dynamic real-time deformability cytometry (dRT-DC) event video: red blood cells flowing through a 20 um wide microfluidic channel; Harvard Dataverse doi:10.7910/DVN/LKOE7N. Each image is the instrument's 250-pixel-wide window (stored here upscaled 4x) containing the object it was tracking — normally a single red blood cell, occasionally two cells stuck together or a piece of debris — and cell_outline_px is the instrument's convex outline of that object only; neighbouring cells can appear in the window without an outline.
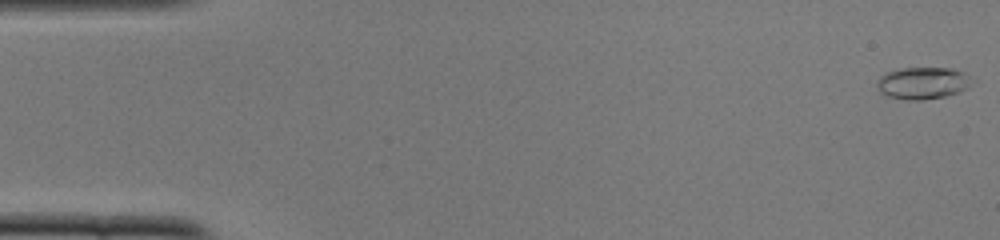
{"species": "common noctule bat (a hibernating species)", "species_latin": "Nyctalus noctula", "temperature_condition": "cold", "stored_images_in_passage": 52, "camera_frame_rate_fps": 3000, "um_per_image_px": 0.085, "animal": {"sex": "female", "body_mass_g": 22.0, "forearm_length_mm": 56.7}, "frame": {"image": 1, "passage_image": 1, "time_ms": 0.0, "image_size_px": [1000, 240], "cell_outline_px": [[968, 88], [960, 92], [944, 96], [924, 100], [904, 100], [888, 96], [880, 92], [876, 84], [880, 76], [884, 72], [900, 68], [952, 68], [964, 72], [968, 76]], "centroid_in_image_um": [78.37, 7.06], "position_along_channel_um": 6.6, "area_um2": 17.69}}
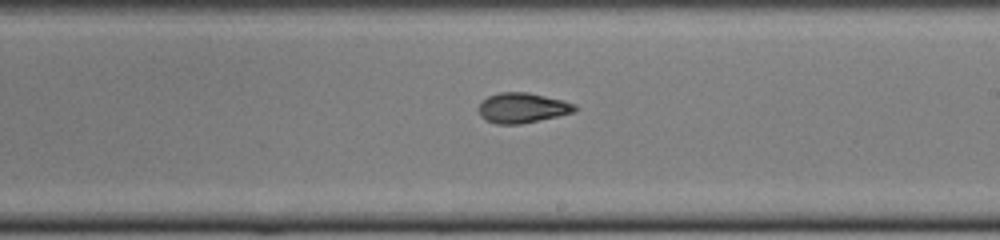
{"frame": {"image": 2, "passage_image": 30, "time_ms": 9.667, "image_size_px": [1000, 240], "cell_outline_px": [[580, 108], [576, 112], [520, 124], [496, 124], [484, 120], [480, 116], [480, 104], [488, 96], [500, 92], [528, 92], [564, 100], [576, 104]], "centroid_in_image_um": [44.45, 9.17], "position_along_channel_um": 244.5, "area_um2": 16.99}}
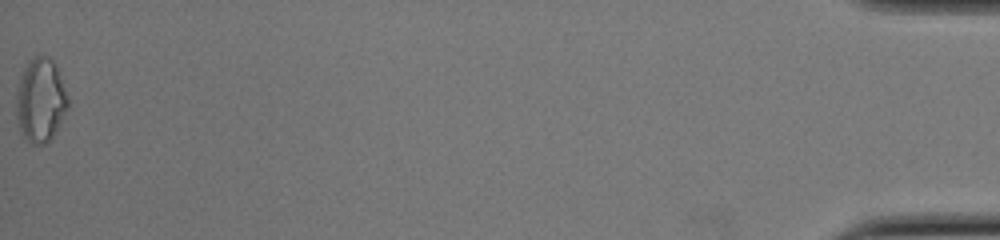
{"frame": {"image": 3, "passage_image": 52, "time_ms": 17.0, "image_size_px": [1000, 240], "cell_outline_px": [[68, 108], [52, 136], [44, 144], [32, 144], [24, 136], [20, 128], [16, 116], [16, 88], [20, 72], [28, 60], [36, 56], [48, 56], [56, 64], [68, 100]], "centroid_in_image_um": [3.41, 8.47], "position_along_channel_um": 431.8, "area_um2": 25.2}, "authors_computed_cell_mechanics": {"area_um2": 16.9932, "velocity_mm_per_s": 3.8919, "shape_relaxation_time_tau1_ms": 6.0486, "shape_relaxation_time_tau2_ms": 1.9996, "deformation_change_tau1": 0.2008, "deformation_change_tau2": 0.0754}}